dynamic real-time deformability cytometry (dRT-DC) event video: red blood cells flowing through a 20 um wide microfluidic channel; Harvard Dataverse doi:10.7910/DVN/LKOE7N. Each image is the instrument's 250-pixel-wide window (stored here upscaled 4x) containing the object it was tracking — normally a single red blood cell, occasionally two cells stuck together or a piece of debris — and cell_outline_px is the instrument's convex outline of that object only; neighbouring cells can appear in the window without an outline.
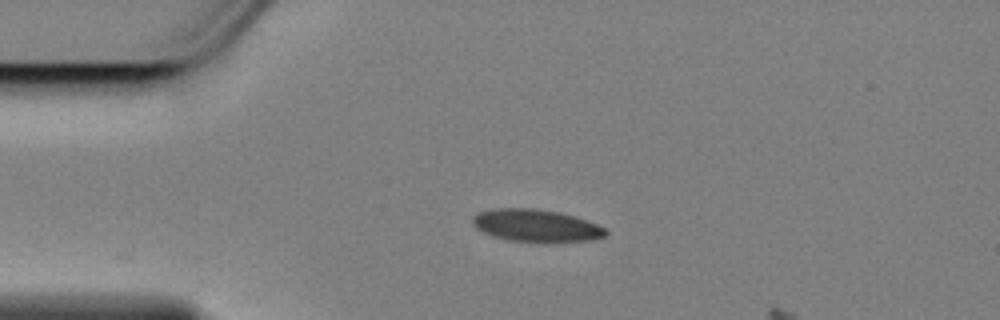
{"species": "Egyptian fruit bat (a non-hibernating species)", "species_latin": "Rousettus aegyptiacus", "temperature_condition": "cold", "stored_images_in_passage": 4, "camera_frame_rate_fps": 3000, "um_per_image_px": 0.085, "animal": {"sex": "female"}, "frame": {"image": 1, "passage_image": 1, "time_ms": 0.0, "image_size_px": [1000, 320], "cell_outline_px": [[608, 232], [604, 236], [592, 240], [548, 244], [544, 244], [508, 240], [492, 236], [476, 228], [472, 224], [472, 216], [480, 212], [492, 208], [536, 208], [560, 212], [576, 216], [596, 224], [604, 228]], "centroid_in_image_um": [45.57, 19.2], "position_along_channel_um": 39.4, "area_um2": 25.84}}